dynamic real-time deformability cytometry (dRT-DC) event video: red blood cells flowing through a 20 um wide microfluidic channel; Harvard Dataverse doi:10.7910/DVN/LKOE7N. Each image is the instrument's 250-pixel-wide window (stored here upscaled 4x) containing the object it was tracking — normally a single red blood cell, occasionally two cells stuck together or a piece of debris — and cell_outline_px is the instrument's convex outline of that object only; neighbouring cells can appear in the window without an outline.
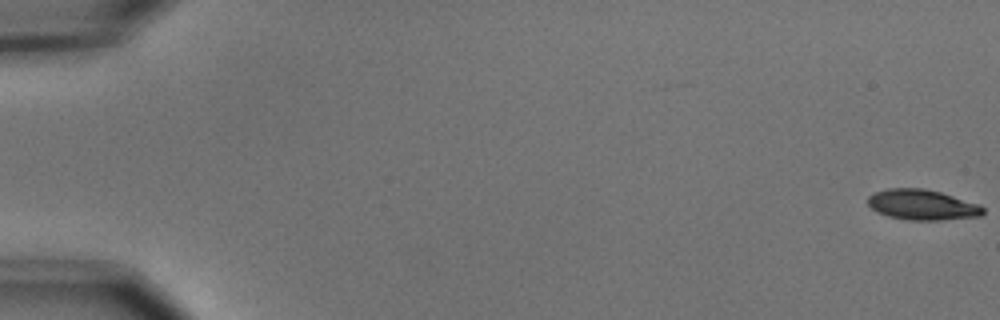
{"species": "common noctule bat (a hibernating species)", "species_latin": "Nyctalus noctula", "temperature_condition": "cold", "stored_images_in_passage": 56, "camera_frame_rate_fps": 3000, "um_per_image_px": 0.085, "animal": {"sex": "male", "body_mass_g": 15.6}, "frame": {"image": 1, "passage_image": 1, "time_ms": 0.0, "image_size_px": [1000, 320], "cell_outline_px": [[984, 212], [980, 216], [940, 220], [908, 220], [888, 216], [876, 212], [868, 204], [868, 196], [876, 192], [888, 188], [924, 188], [940, 192], [980, 204], [984, 208]], "centroid_in_image_um": [78.39, 17.41], "position_along_channel_um": 6.6, "area_um2": 20.4}}
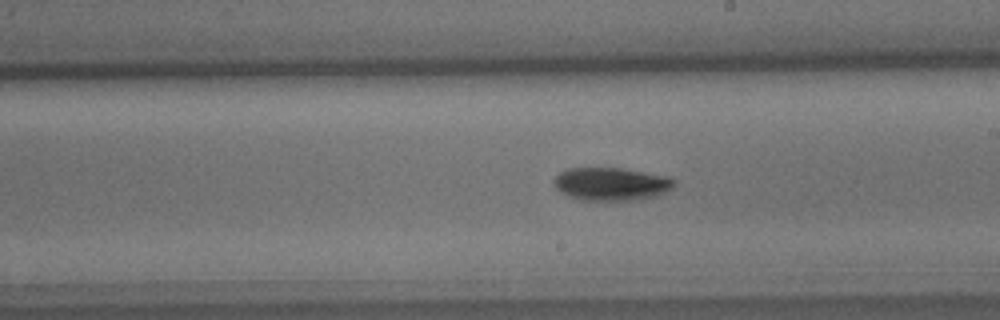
{"frame": {"image": 2, "passage_image": 33, "time_ms": 10.667, "image_size_px": [1000, 320], "cell_outline_px": [[676, 184], [668, 192], [656, 196], [636, 200], [580, 200], [568, 196], [556, 188], [552, 184], [552, 180], [560, 172], [568, 168], [620, 168], [672, 176], [676, 180]], "centroid_in_image_um": [52.0, 15.63], "position_along_channel_um": 237.0, "area_um2": 23.52}}
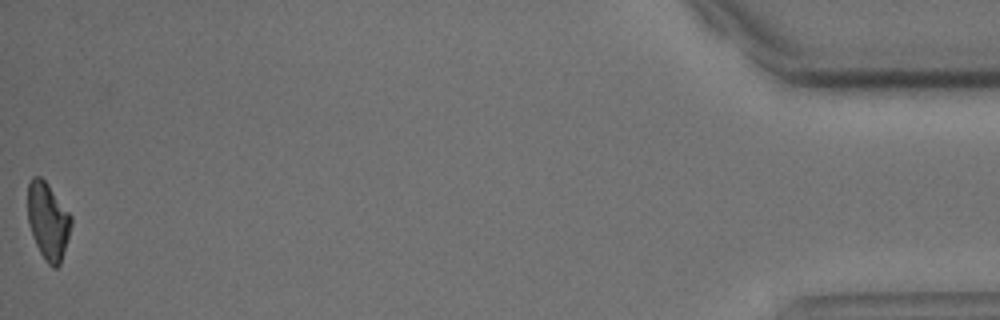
{"frame": {"image": 3, "passage_image": 56, "time_ms": 18.333, "image_size_px": [1000, 320], "cell_outline_px": [[72, 224], [60, 264], [56, 268], [52, 268], [44, 260], [32, 236], [28, 224], [28, 184], [32, 176], [40, 176], [48, 184], [72, 216]], "centroid_in_image_um": [4.07, 18.79], "position_along_channel_um": 431.1, "area_um2": 19.54}, "authors_computed_cell_mechanics": {"area_um2": 21.2126, "velocity_mm_per_s": 3.6873, "shape_relaxation_time_tau1_ms": 2.4492, "shape_relaxation_time_tau2_ms": null, "deformation_change_tau1": 0.1136, "deformation_change_tau2": null}}